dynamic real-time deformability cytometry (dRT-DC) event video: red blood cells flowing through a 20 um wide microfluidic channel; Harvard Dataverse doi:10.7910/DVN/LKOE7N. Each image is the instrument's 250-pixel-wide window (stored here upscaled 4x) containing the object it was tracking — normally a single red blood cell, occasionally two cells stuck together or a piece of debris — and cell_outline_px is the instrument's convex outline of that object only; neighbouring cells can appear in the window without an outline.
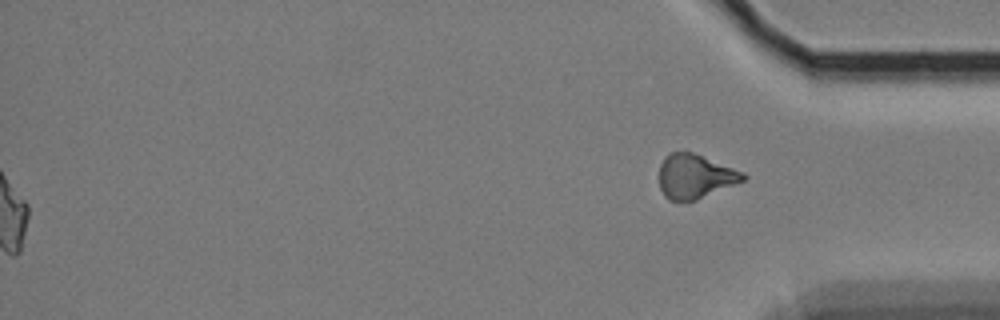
{"species": "Egyptian fruit bat (a non-hibernating species)", "species_latin": "Rousettus aegyptiacus", "temperature_condition": "cold", "stored_images_in_passage": 61, "segment_of_instrument_passage": [2, 2], "camera_frame_rate_fps": 3000, "um_per_image_px": 0.085, "animal": {"sex": "female"}, "frame": {"image": 1, "passage_image": 61, "time_ms": 20.0, "image_size_px": [1000, 320], "cell_outline_px": [[748, 176], [744, 180], [696, 200], [668, 200], [664, 196], [660, 188], [660, 164], [664, 156], [668, 152], [692, 152], [744, 172]], "centroid_in_image_um": [59.06, 14.98], "position_along_channel_um": 376.1, "area_um2": 21.44}}